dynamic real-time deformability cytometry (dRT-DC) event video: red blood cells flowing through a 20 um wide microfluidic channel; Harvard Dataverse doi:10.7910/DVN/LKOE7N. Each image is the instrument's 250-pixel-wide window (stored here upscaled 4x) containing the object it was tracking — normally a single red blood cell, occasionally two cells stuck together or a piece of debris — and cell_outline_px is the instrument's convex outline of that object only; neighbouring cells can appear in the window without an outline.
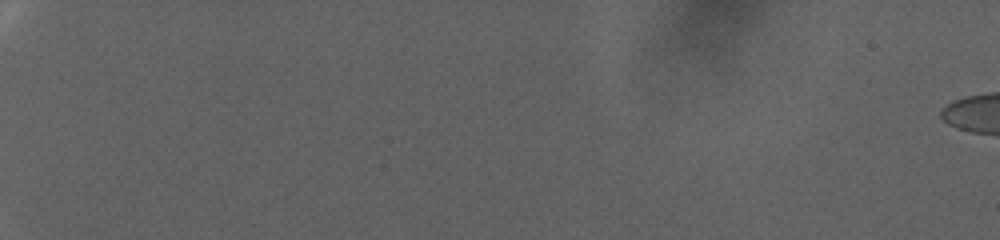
{"species": "human", "species_latin": "Homo sapiens", "temperature_condition": "warm", "stored_images_in_passage": 2, "camera_frame_rate_fps": 3000, "um_per_image_px": 0.085, "donor": {"sex": "female"}, "frame": {"image": 1, "passage_image": 1, "time_ms": 0.0, "image_size_px": [1000, 240], "cell_outline_px": [[756, 32], [732, 64], [704, 64], [664, 52], [660, 48], [660, 44], [672, 32], [732, 12], [756, 12]], "centroid_in_image_um": [60.62, 3.31], "position_along_channel_um": 24.4, "area_um2": 24.57}}